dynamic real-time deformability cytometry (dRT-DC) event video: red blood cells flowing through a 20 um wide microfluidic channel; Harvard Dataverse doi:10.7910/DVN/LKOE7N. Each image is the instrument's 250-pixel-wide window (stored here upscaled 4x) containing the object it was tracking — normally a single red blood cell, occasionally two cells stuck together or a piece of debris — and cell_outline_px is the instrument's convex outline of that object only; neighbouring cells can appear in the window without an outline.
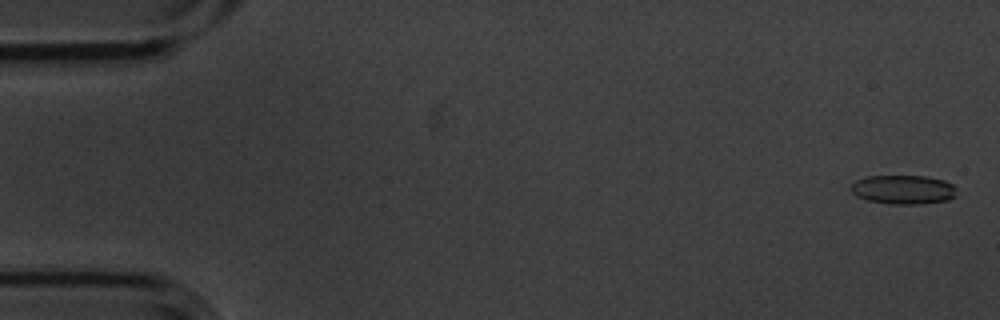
{"species": "common noctule bat (a hibernating species)", "species_latin": "Nyctalus noctula", "temperature_condition": "cold", "stored_images_in_passage": 6, "camera_frame_rate_fps": 3000, "um_per_image_px": 0.085, "animal": {"sex": "male", "body_mass_g": 20.1, "forearm_length_mm": 53.5}, "frame": {"image": 1, "passage_image": 1, "time_ms": 0.0, "image_size_px": [1000, 320], "cell_outline_px": [[956, 196], [948, 200], [924, 204], [888, 204], [868, 200], [856, 196], [848, 188], [856, 180], [868, 176], [924, 176], [944, 180], [952, 184], [956, 188]], "centroid_in_image_um": [76.78, 16.12], "position_along_channel_um": 8.2, "area_um2": 18.09}}
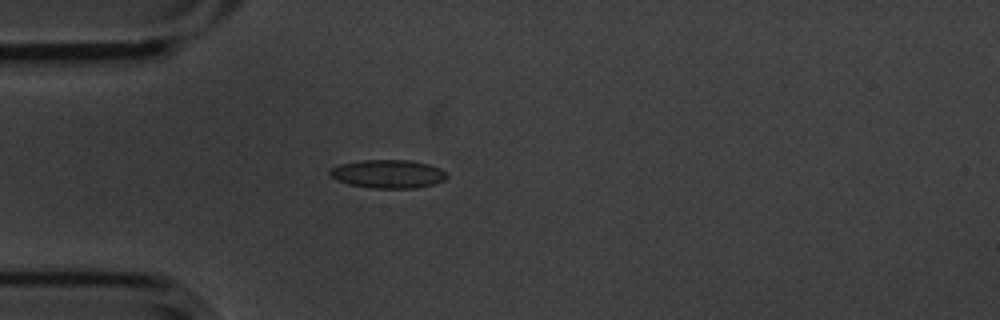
{"frame": {"image": 2, "passage_image": 5, "time_ms": 1.333, "image_size_px": [1000, 320], "cell_outline_px": [[448, 176], [444, 180], [432, 184], [416, 188], [372, 188], [348, 184], [336, 180], [328, 176], [328, 172], [332, 168], [340, 164], [360, 160], [408, 160], [428, 164], [440, 168], [448, 172]], "centroid_in_image_um": [32.96, 14.78], "position_along_channel_um": 52.0, "area_um2": 19.48}}